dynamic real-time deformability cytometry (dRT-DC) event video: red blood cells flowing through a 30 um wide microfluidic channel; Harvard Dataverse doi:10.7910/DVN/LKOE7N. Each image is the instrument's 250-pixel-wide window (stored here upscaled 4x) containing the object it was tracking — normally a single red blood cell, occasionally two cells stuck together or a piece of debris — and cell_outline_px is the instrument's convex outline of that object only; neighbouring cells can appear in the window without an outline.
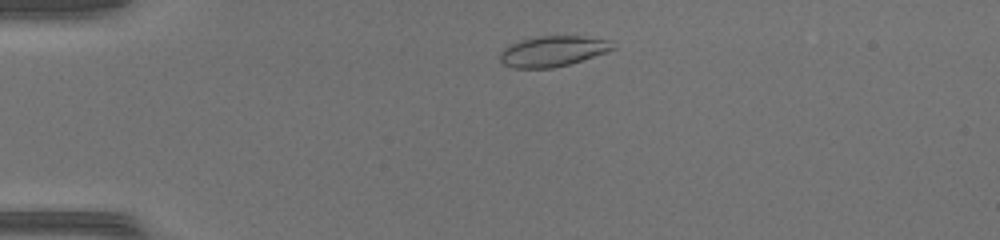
{"species": "common noctule bat (a hibernating species)", "species_latin": "Nyctalus noctula", "temperature_condition": "warm", "stored_images_in_passage": 42, "camera_frame_rate_fps": 3000, "um_per_image_px": 0.085, "animal": {"sex": "female", "body_mass_g": 17.0, "forearm_length_mm": 48.0}, "frame": {"image": 1, "passage_image": 5, "time_ms": 1.333, "image_size_px": [1000, 240], "cell_outline_px": [[616, 48], [608, 52], [568, 64], [552, 68], [512, 68], [504, 64], [500, 60], [500, 52], [504, 48], [520, 40], [536, 36], [580, 36], [612, 40]], "centroid_in_image_um": [47.01, 4.35], "position_along_channel_um": 38.0, "area_um2": 20.11}}
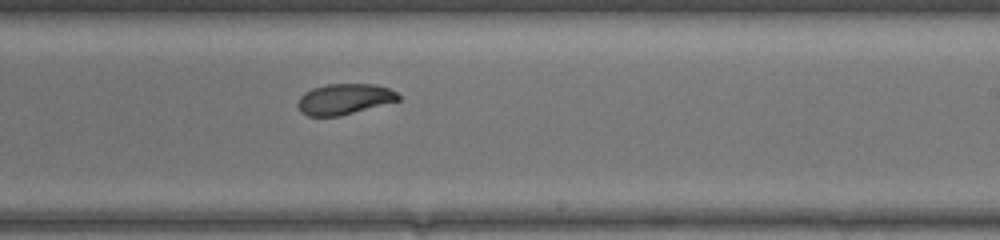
{"frame": {"image": 2, "passage_image": 24, "time_ms": 7.667, "image_size_px": [1000, 240], "cell_outline_px": [[400, 100], [340, 116], [308, 116], [300, 112], [296, 104], [300, 96], [304, 92], [312, 88], [328, 84], [376, 84], [388, 88], [396, 92], [400, 96]], "centroid_in_image_um": [29.24, 8.42], "position_along_channel_um": 259.8, "area_um2": 18.09}}
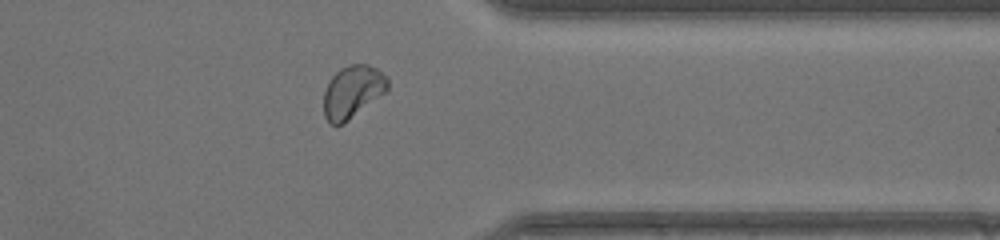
{"frame": {"image": 3, "passage_image": 33, "time_ms": 10.667, "image_size_px": [1000, 240], "cell_outline_px": [[388, 92], [344, 124], [328, 124], [324, 116], [324, 92], [332, 76], [340, 68], [348, 64], [368, 64], [376, 68], [388, 76]], "centroid_in_image_um": [30.0, 7.81], "position_along_channel_um": 381.4, "area_um2": 20.0}, "authors_computed_cell_mechanics": {"area_um2": 19.4497, "velocity_mm_per_s": 4.251, "shape_relaxation_time_tau1_ms": 4.2788, "shape_relaxation_time_tau2_ms": 2.2654, "deformation_change_tau1": 0.1317, "deformation_change_tau2": 0.047}}